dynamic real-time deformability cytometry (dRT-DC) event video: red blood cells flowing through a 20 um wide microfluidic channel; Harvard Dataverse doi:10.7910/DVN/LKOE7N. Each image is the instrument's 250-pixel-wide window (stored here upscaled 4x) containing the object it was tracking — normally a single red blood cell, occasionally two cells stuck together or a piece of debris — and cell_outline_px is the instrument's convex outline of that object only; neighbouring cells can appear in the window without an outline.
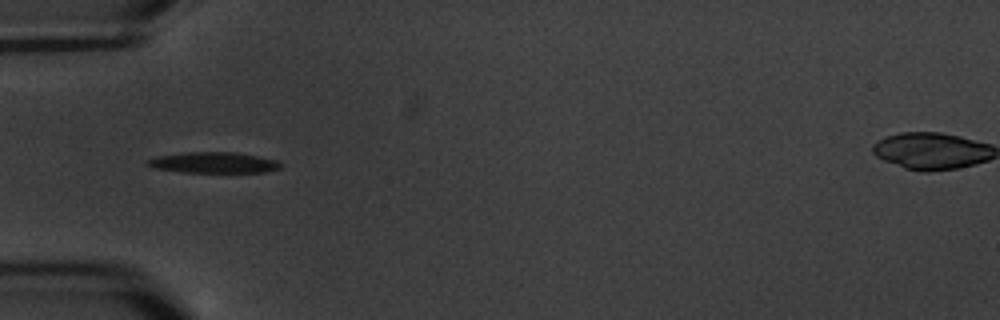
{"species": "common noctule bat (a hibernating species)", "species_latin": "Nyctalus noctula", "temperature_condition": "warm", "stored_images_in_passage": 11, "camera_frame_rate_fps": 3000, "um_per_image_px": 0.085, "animal": {"sex": "male", "body_mass_g": 20.1, "forearm_length_mm": 53.5}, "frame": {"image": 1, "passage_image": 5, "time_ms": 4.667, "image_size_px": [1000, 320], "cell_outline_px": [[284, 164], [280, 168], [264, 172], [180, 172], [156, 168], [144, 164], [148, 160], [156, 156], [184, 152], [236, 152], [276, 160]], "centroid_in_image_um": [18.15, 13.82], "position_along_channel_um": 66.9, "area_um2": 16.18}}
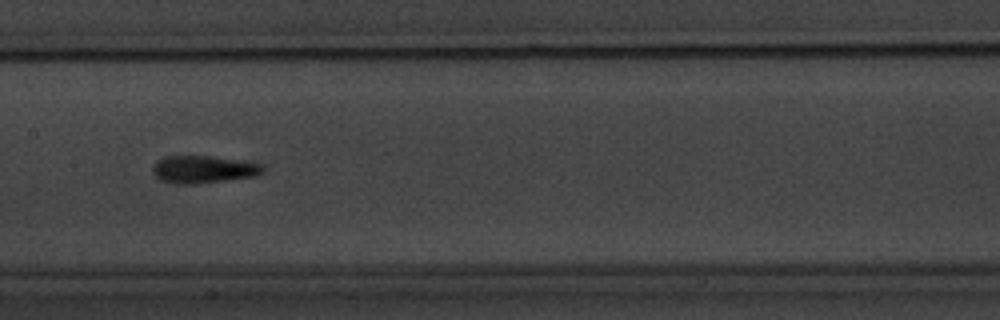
{"frame": {"image": 2, "passage_image": 8, "time_ms": 8.333, "image_size_px": [1000, 320], "cell_outline_px": [[264, 172], [256, 176], [228, 180], [192, 184], [176, 184], [160, 180], [152, 172], [152, 168], [156, 160], [164, 156], [212, 156], [264, 164]], "centroid_in_image_um": [17.28, 14.39], "position_along_channel_um": 190.1, "area_um2": 17.8}}
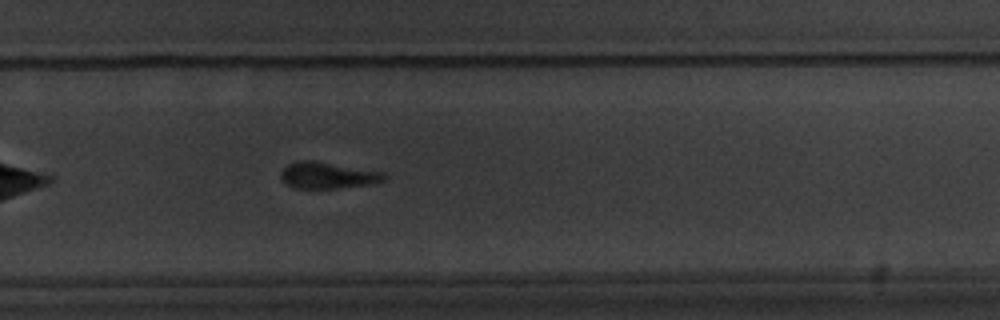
{"frame": {"image": 3, "passage_image": 11, "time_ms": 11.667, "image_size_px": [1000, 320], "cell_outline_px": [[388, 176], [384, 180], [376, 184], [336, 188], [296, 188], [288, 184], [280, 176], [284, 168], [288, 164], [300, 160], [316, 160], [384, 172]], "centroid_in_image_um": [27.93, 14.89], "position_along_channel_um": 301.9, "area_um2": 16.01}}